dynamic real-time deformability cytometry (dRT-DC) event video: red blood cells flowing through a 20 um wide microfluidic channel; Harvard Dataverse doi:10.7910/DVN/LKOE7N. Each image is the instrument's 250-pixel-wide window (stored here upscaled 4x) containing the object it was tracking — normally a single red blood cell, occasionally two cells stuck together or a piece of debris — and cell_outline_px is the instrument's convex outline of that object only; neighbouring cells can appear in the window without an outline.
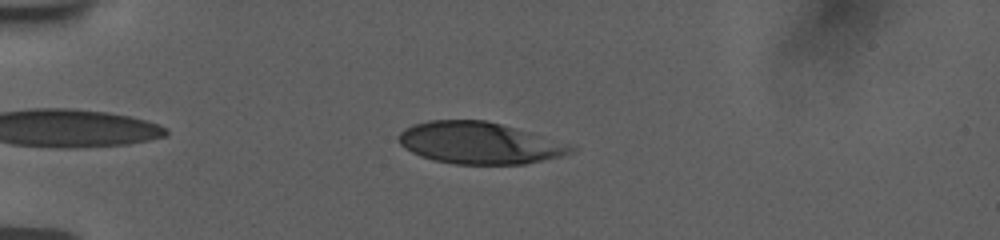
{"species": "human", "species_latin": "Homo sapiens", "temperature_condition": "room temperature", "stored_images_in_passage": 41, "camera_frame_rate_fps": 3000, "um_per_image_px": 0.085, "donor": {"sex": "female"}, "frame": {"image": 1, "passage_image": 6, "time_ms": 1.667, "image_size_px": [1000, 240], "cell_outline_px": [[576, 148], [572, 152], [560, 156], [524, 164], [456, 164], [436, 160], [420, 156], [404, 148], [400, 144], [396, 136], [404, 128], [412, 124], [428, 120], [488, 120], [576, 144]], "centroid_in_image_um": [40.77, 12.14], "position_along_channel_um": 44.2, "area_um2": 42.43}}
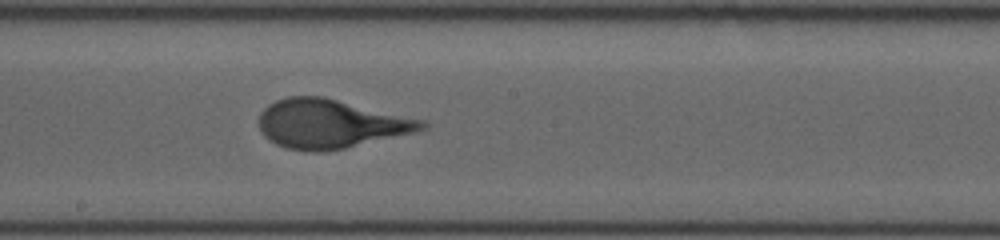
{"frame": {"image": 2, "passage_image": 23, "time_ms": 7.333, "image_size_px": [1000, 240], "cell_outline_px": [[428, 128], [412, 132], [344, 148], [320, 152], [312, 152], [288, 148], [276, 144], [268, 140], [264, 136], [260, 128], [260, 112], [268, 104], [276, 100], [288, 96], [324, 96], [428, 120]], "centroid_in_image_um": [28.11, 10.5], "position_along_channel_um": 220.1, "area_um2": 46.53}}
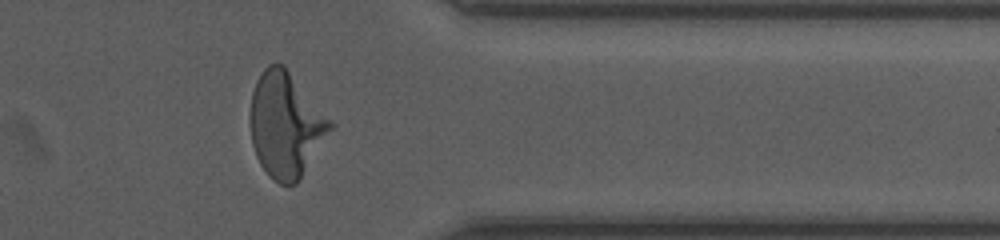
{"frame": {"image": 3, "passage_image": 37, "time_ms": 12.0, "image_size_px": [1000, 240], "cell_outline_px": [[336, 124], [300, 180], [296, 184], [280, 184], [272, 180], [268, 176], [260, 164], [256, 156], [252, 144], [248, 124], [248, 116], [252, 92], [256, 80], [264, 68], [268, 64], [284, 64]], "centroid_in_image_um": [24.28, 10.61], "position_along_channel_um": 387.1, "area_um2": 50.0}}